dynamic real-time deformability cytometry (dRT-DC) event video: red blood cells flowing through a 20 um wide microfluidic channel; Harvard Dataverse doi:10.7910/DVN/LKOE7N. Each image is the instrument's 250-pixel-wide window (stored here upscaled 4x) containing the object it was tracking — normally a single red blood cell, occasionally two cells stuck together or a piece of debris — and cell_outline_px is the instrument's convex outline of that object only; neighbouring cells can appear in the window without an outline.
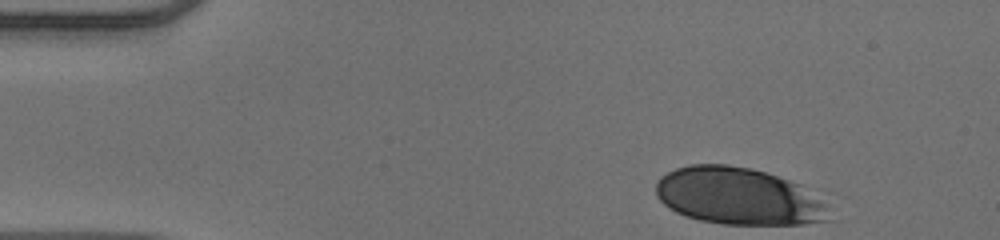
{"species": "human", "species_latin": "Homo sapiens", "temperature_condition": "warm", "stored_images_in_passage": 38, "camera_frame_rate_fps": 3000, "um_per_image_px": 0.085, "donor": {"sex": "male"}, "frame": {"image": 1, "passage_image": 1, "time_ms": 0.0, "image_size_px": [1000, 240], "cell_outline_px": [[832, 220], [804, 224], [720, 224], [700, 220], [676, 212], [668, 208], [656, 196], [656, 184], [660, 176], [676, 168], [692, 164], [728, 164], [752, 168], [800, 184], [824, 204]], "centroid_in_image_um": [62.72, 16.68], "position_along_channel_um": 22.3, "area_um2": 57.4}}